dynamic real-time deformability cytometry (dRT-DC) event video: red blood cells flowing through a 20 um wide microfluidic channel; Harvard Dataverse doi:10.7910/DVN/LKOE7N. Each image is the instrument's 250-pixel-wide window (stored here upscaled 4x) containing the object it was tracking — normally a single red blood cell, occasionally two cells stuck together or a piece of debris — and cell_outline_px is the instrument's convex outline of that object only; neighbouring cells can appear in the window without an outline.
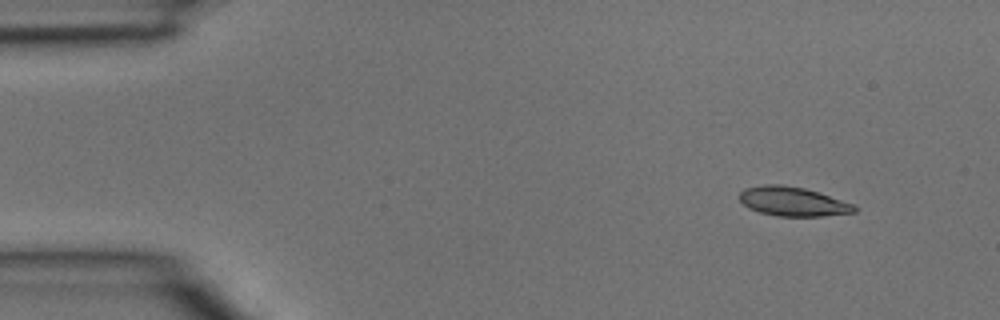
{"species": "common noctule bat (a hibernating species)", "species_latin": "Nyctalus noctula", "temperature_condition": "room temperature", "stored_images_in_passage": 4, "segment_of_instrument_passage": [1, 2], "camera_frame_rate_fps": 3000, "um_per_image_px": 0.085, "animal": {"sex": "male", "body_mass_g": 15.6}, "frame": {"image": 1, "passage_image": 1, "time_ms": 0.0, "image_size_px": [1000, 320], "cell_outline_px": [[856, 212], [820, 216], [776, 216], [760, 212], [748, 208], [740, 200], [740, 192], [744, 188], [764, 184], [780, 184], [804, 188], [856, 204]], "centroid_in_image_um": [67.39, 17.12], "position_along_channel_um": 17.6, "area_um2": 19.54}}